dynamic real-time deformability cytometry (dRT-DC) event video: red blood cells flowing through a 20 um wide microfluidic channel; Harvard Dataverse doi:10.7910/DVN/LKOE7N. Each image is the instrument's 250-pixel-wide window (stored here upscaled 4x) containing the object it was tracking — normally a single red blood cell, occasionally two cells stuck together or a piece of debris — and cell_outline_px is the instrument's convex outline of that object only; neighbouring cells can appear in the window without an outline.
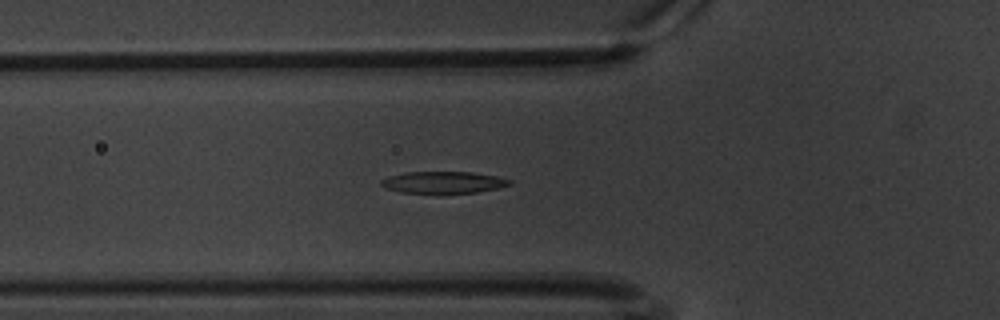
{"species": "common noctule bat (a hibernating species)", "species_latin": "Nyctalus noctula", "temperature_condition": "warm", "stored_images_in_passage": 39, "camera_frame_rate_fps": 3000, "um_per_image_px": 0.085, "animal": {"sex": "male", "body_mass_g": 20.1, "forearm_length_mm": 53.5}, "frame": {"image": 1, "passage_image": 8, "time_ms": 2.333, "image_size_px": [1000, 320], "cell_outline_px": [[512, 184], [496, 188], [476, 192], [436, 196], [400, 192], [384, 188], [380, 184], [380, 180], [388, 176], [404, 172], [472, 172], [496, 176], [512, 180]], "centroid_in_image_um": [37.61, 15.54], "position_along_channel_um": 88.2, "area_um2": 17.17}}
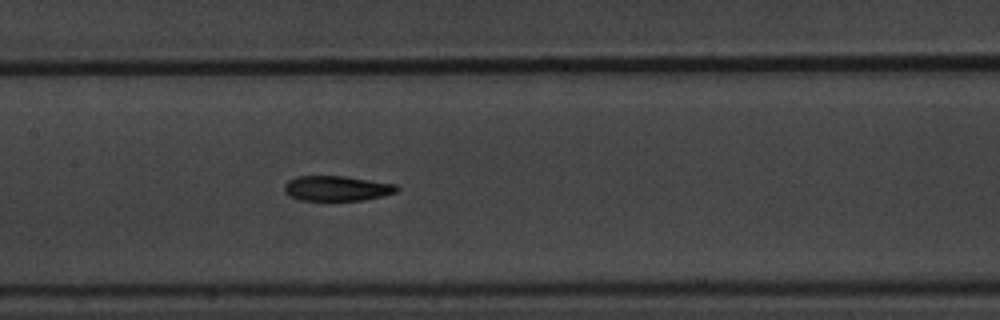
{"frame": {"image": 2, "passage_image": 16, "time_ms": 5.0, "image_size_px": [1000, 320], "cell_outline_px": [[400, 188], [396, 192], [364, 200], [300, 200], [288, 196], [284, 192], [284, 184], [288, 180], [300, 176], [344, 176], [396, 184]], "centroid_in_image_um": [28.6, 16.01], "position_along_channel_um": 178.8, "area_um2": 16.42}}
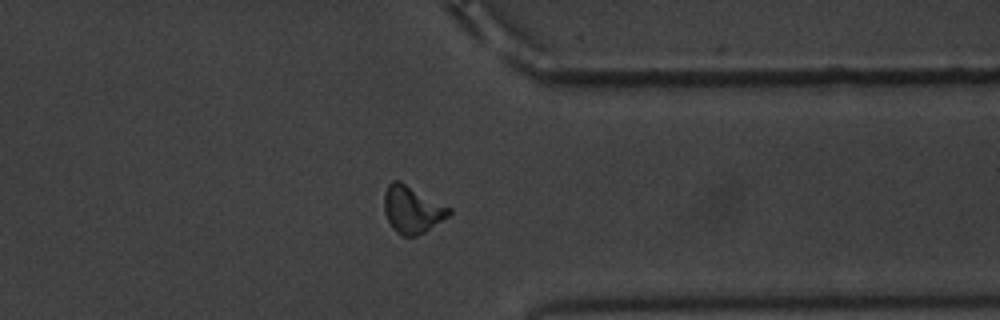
{"frame": {"image": 3, "passage_image": 34, "time_ms": 11.0, "image_size_px": [1000, 320], "cell_outline_px": [[452, 212], [448, 216], [424, 232], [416, 236], [404, 236], [396, 232], [392, 228], [384, 212], [384, 192], [388, 184], [392, 180], [400, 180], [452, 208]], "centroid_in_image_um": [35.02, 17.78], "position_along_channel_um": 376.4, "area_um2": 17.92}, "authors_computed_cell_mechanics": {"area_um2": 16.762, "velocity_mm_per_s": 3.3634, "shape_relaxation_time_tau1_ms": 3.7105, "shape_relaxation_time_tau2_ms": 5.0898, "deformation_change_tau1": 0.1725, "deformation_change_tau2": 0.1435}}